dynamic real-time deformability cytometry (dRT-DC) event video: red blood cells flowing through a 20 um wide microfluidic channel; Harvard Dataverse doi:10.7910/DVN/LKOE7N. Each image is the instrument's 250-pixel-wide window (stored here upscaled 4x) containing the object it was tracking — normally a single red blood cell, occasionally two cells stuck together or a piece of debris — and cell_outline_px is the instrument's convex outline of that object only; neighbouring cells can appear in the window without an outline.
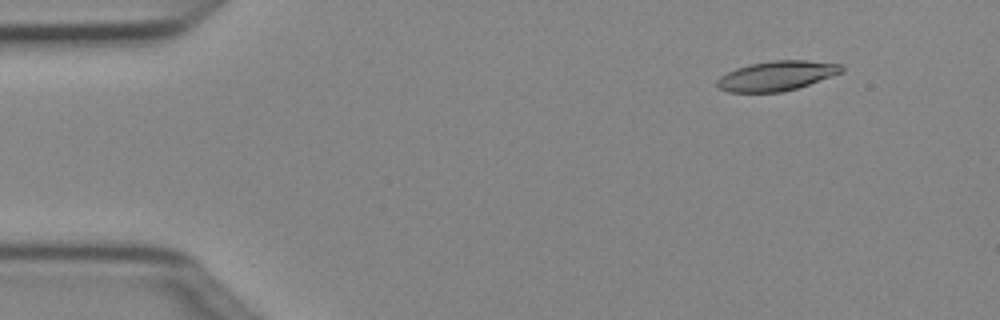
{"species": "Egyptian fruit bat (a non-hibernating species)", "species_latin": "Rousettus aegyptiacus", "temperature_condition": "cold", "stored_images_in_passage": 50, "camera_frame_rate_fps": 3000, "um_per_image_px": 0.085, "animal": {"sex": "female"}, "frame": {"image": 1, "passage_image": 6, "time_ms": 1.667, "image_size_px": [1000, 320], "cell_outline_px": [[844, 72], [796, 88], [780, 92], [728, 92], [716, 88], [716, 80], [720, 76], [736, 68], [748, 64], [772, 60], [808, 60], [840, 64], [844, 68]], "centroid_in_image_um": [65.98, 6.44], "position_along_channel_um": 19.0, "area_um2": 21.62}}
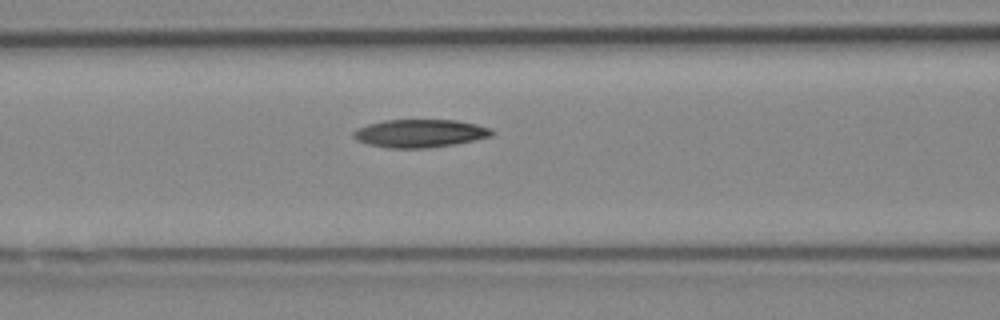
{"frame": {"image": 2, "passage_image": 21, "time_ms": 6.667, "image_size_px": [1000, 320], "cell_outline_px": [[496, 132], [492, 136], [452, 144], [428, 148], [388, 148], [368, 144], [356, 140], [352, 136], [352, 132], [356, 128], [368, 124], [384, 120], [456, 120], [476, 124], [492, 128]], "centroid_in_image_um": [35.67, 11.33], "position_along_channel_um": 130.9, "area_um2": 22.66}}
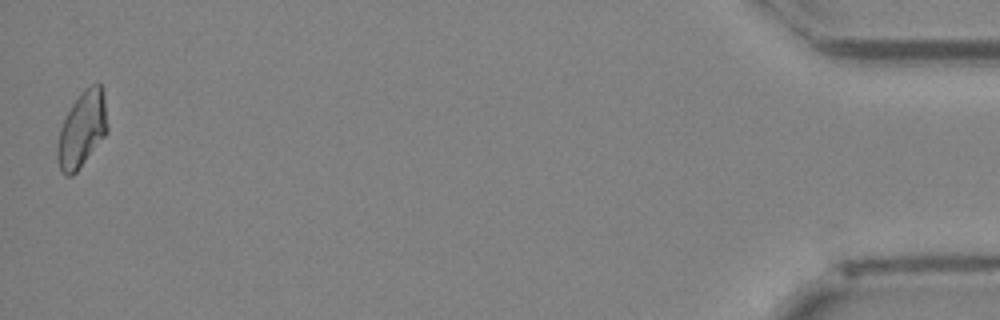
{"frame": {"image": 3, "passage_image": 50, "time_ms": 16.333, "image_size_px": [1000, 320], "cell_outline_px": [[108, 132], [76, 172], [72, 176], [64, 176], [56, 160], [56, 148], [60, 128], [72, 104], [80, 92], [84, 88], [92, 84], [100, 84], [104, 96], [108, 124]], "centroid_in_image_um": [6.96, 11.01], "position_along_channel_um": 428.2, "area_um2": 22.14}, "authors_computed_cell_mechanics": {"area_um2": 22.0218, "velocity_mm_per_s": 4.0377, "shape_relaxation_time_tau1_ms": 8.761, "shape_relaxation_time_tau2_ms": 10.5631, "deformation_change_tau1": 0.1878, "deformation_change_tau2": 0.1895}}